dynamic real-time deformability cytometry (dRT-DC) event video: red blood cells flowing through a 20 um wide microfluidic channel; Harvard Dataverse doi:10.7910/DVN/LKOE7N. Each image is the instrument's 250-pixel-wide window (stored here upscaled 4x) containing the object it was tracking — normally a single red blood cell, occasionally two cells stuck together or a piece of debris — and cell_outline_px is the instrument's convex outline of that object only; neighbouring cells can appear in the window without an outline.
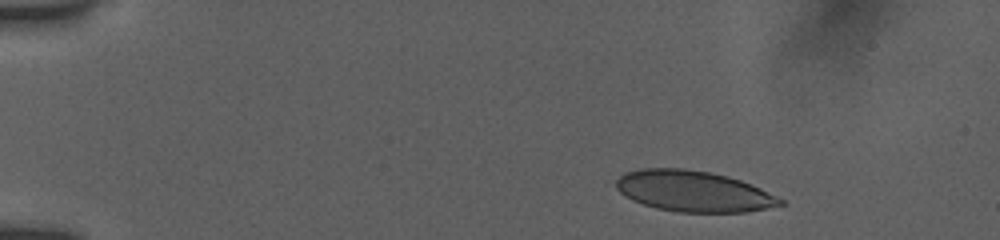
{"species": "human", "species_latin": "Homo sapiens", "temperature_condition": "room temperature", "stored_images_in_passage": 9, "camera_frame_rate_fps": 3000, "um_per_image_px": 0.085, "donor": {"sex": "female"}, "frame": {"image": 1, "passage_image": 1, "time_ms": 0.0, "image_size_px": [1000, 240], "cell_outline_px": [[788, 204], [744, 212], [680, 212], [656, 208], [632, 200], [620, 192], [616, 188], [616, 180], [624, 172], [640, 168], [684, 168], [708, 172], [728, 176], [740, 180], [760, 188], [784, 200]], "centroid_in_image_um": [58.94, 16.25], "position_along_channel_um": 26.1, "area_um2": 39.07}}
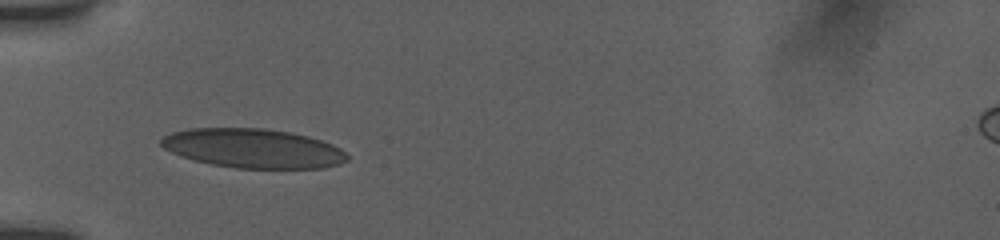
{"frame": {"image": 2, "passage_image": 7, "time_ms": 3.333, "image_size_px": [1000, 240], "cell_outline_px": [[348, 160], [324, 168], [236, 168], [212, 164], [180, 156], [164, 148], [160, 144], [160, 140], [164, 136], [172, 132], [192, 128], [264, 128], [292, 132], [308, 136], [332, 144], [340, 148], [348, 156]], "centroid_in_image_um": [21.51, 12.6], "position_along_channel_um": 63.5, "area_um2": 42.43}}
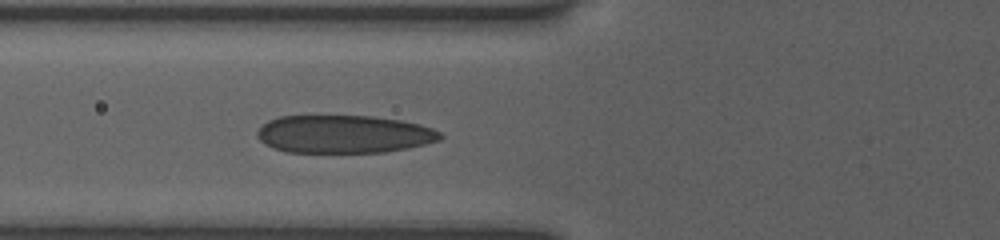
{"frame": {"image": 3, "passage_image": 9, "time_ms": 4.333, "image_size_px": [1000, 240], "cell_outline_px": [[444, 136], [440, 140], [424, 144], [384, 152], [284, 152], [272, 148], [264, 144], [256, 136], [256, 132], [268, 120], [280, 116], [372, 116], [400, 120], [420, 124], [432, 128], [440, 132]], "centroid_in_image_um": [29.2, 11.4], "position_along_channel_um": 96.6, "area_um2": 40.46}}